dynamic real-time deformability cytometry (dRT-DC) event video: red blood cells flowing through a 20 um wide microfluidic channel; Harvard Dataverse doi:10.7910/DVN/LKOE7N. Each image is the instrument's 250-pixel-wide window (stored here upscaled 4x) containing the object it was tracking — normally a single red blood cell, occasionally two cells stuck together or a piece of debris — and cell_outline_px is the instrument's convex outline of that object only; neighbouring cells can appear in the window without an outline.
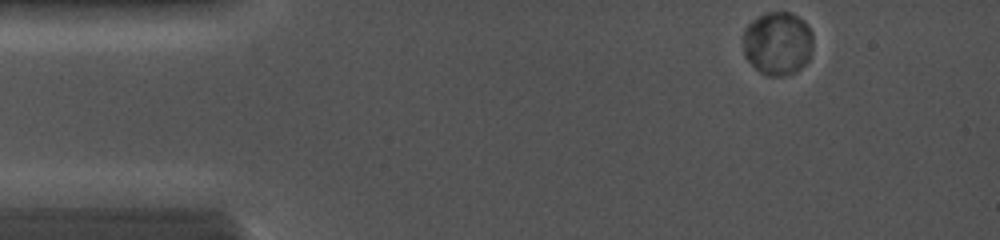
{"species": "common noctule bat (a hibernating species)", "species_latin": "Nyctalus noctula", "temperature_condition": "cold", "stored_images_in_passage": 16, "camera_frame_rate_fps": 5000, "um_per_image_px": 0.085, "animal": {"sex": "female", "body_mass_g": 19.0, "forearm_length_mm": 56.7}, "frame": {"image": 1, "passage_image": 1, "time_ms": 0.0, "image_size_px": [1000, 240], "cell_outline_px": [[812, 48], [808, 60], [796, 72], [784, 76], [768, 76], [760, 72], [744, 56], [744, 28], [752, 20], [768, 12], [792, 12], [804, 20], [808, 24], [812, 32]], "centroid_in_image_um": [66.12, 3.68], "position_along_channel_um": 18.9, "area_um2": 26.01}}
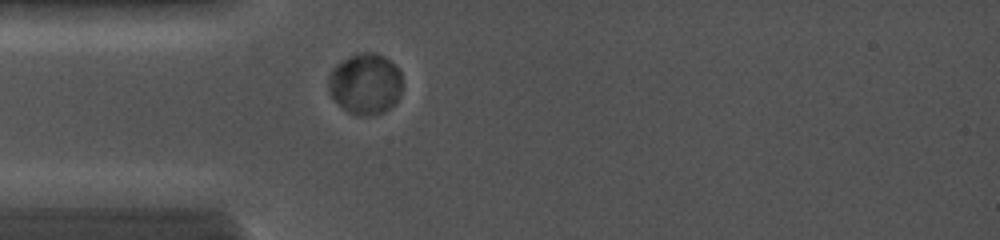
{"frame": {"image": 2, "passage_image": 14, "time_ms": 2.6, "image_size_px": [1000, 240], "cell_outline_px": [[400, 96], [384, 112], [368, 116], [360, 116], [348, 112], [328, 92], [328, 76], [332, 68], [336, 64], [348, 56], [356, 52], [376, 52], [384, 56], [400, 72]], "centroid_in_image_um": [31.01, 7.1], "position_along_channel_um": 54.0, "area_um2": 26.18}}